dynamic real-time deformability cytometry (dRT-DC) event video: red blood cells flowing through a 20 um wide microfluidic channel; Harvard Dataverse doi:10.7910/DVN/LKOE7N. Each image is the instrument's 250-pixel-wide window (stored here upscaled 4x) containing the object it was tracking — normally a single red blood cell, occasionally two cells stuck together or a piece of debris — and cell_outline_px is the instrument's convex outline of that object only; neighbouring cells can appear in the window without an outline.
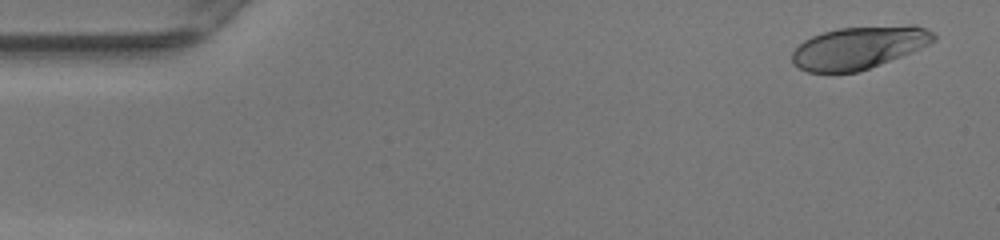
{"species": "human", "species_latin": "Homo sapiens", "temperature_condition": "warm", "stored_images_in_passage": 49, "camera_frame_rate_fps": 3000, "um_per_image_px": 0.085, "donor": {"sex": "female"}, "frame": {"image": 1, "passage_image": 2, "time_ms": 0.333, "image_size_px": [1000, 240], "cell_outline_px": [[936, 40], [912, 52], [868, 68], [856, 72], [808, 72], [792, 64], [792, 52], [804, 40], [812, 36], [836, 28], [912, 24], [916, 24], [932, 32], [936, 36]], "centroid_in_image_um": [73.01, 4.03], "position_along_channel_um": 12.0, "area_um2": 35.03}}
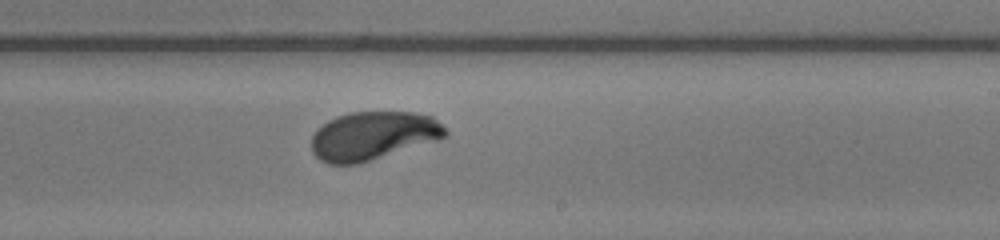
{"frame": {"image": 2, "passage_image": 29, "time_ms": 9.333, "image_size_px": [1000, 240], "cell_outline_px": [[448, 136], [440, 140], [360, 164], [328, 164], [320, 160], [312, 152], [312, 136], [316, 128], [328, 120], [336, 116], [352, 112], [416, 112], [432, 116], [448, 132]], "centroid_in_image_um": [31.72, 11.55], "position_along_channel_um": 257.3, "area_um2": 38.26}}
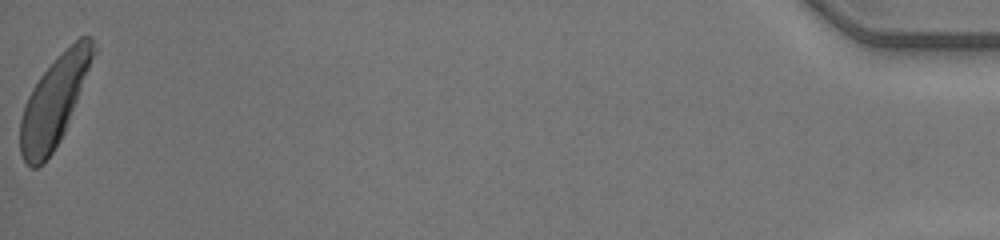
{"frame": {"image": 3, "passage_image": 49, "time_ms": 16.0, "image_size_px": [1000, 240], "cell_outline_px": [[100, 48], [64, 132], [60, 140], [52, 152], [36, 168], [32, 168], [24, 160], [20, 152], [20, 120], [24, 104], [32, 88], [40, 76], [80, 36], [92, 36]], "centroid_in_image_um": [4.67, 8.55], "position_along_channel_um": 430.5, "area_um2": 37.86}, "authors_computed_cell_mechanics": {"area_um2": 38.0902, "velocity_mm_per_s": 4.1819, "shape_relaxation_time_tau1_ms": 2.808, "shape_relaxation_time_tau2_ms": null, "deformation_change_tau1": 0.173, "deformation_change_tau2": null}}